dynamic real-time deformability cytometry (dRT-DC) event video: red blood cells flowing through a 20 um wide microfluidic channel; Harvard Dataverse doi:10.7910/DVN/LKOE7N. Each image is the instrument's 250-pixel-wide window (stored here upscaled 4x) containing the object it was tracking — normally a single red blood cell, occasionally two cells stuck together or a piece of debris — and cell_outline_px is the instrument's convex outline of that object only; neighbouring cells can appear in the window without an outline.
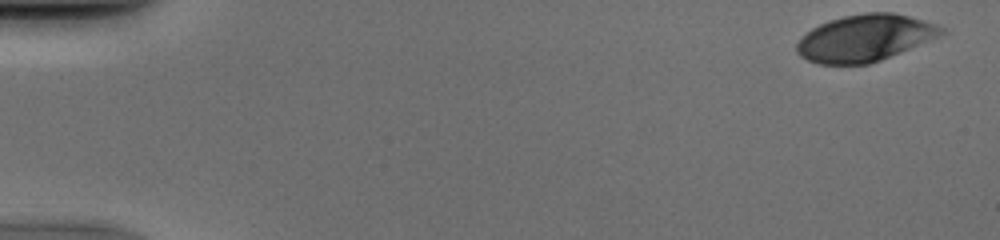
{"species": "human", "species_latin": "Homo sapiens", "temperature_condition": "cold", "stored_images_in_passage": 50, "camera_frame_rate_fps": 3000, "um_per_image_px": 0.085, "donor": {"sex": "male"}, "frame": {"image": 1, "passage_image": 1, "time_ms": 0.0, "image_size_px": [1000, 240], "cell_outline_px": [[944, 32], [940, 36], [880, 60], [868, 64], [820, 64], [808, 60], [800, 56], [796, 52], [796, 44], [812, 28], [820, 24], [844, 16], [868, 12], [892, 12], [924, 20], [936, 24], [944, 28]], "centroid_in_image_um": [73.52, 3.23], "position_along_channel_um": 11.5, "area_um2": 38.9}}
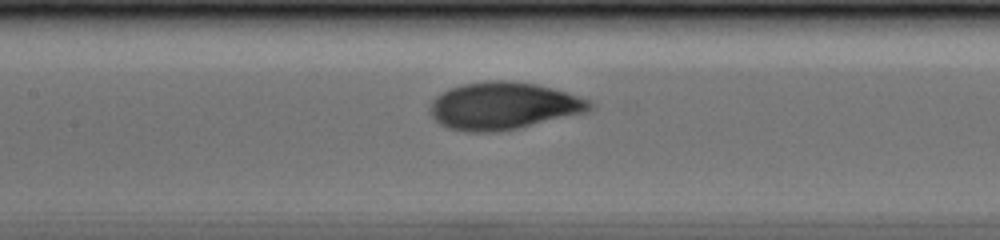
{"frame": {"image": 2, "passage_image": 24, "time_ms": 7.667, "image_size_px": [1000, 240], "cell_outline_px": [[592, 108], [588, 112], [516, 128], [496, 132], [468, 132], [448, 128], [440, 124], [428, 112], [432, 100], [436, 96], [448, 88], [460, 84], [492, 80], [504, 80], [536, 84], [568, 92], [592, 100]], "centroid_in_image_um": [42.78, 8.99], "position_along_channel_um": 164.6, "area_um2": 44.22}}
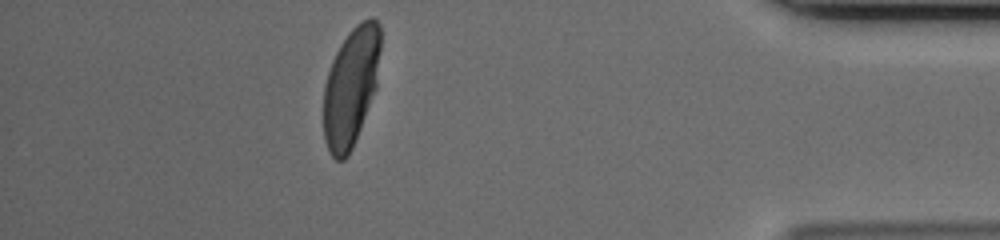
{"frame": {"image": 3, "passage_image": 45, "time_ms": 14.667, "image_size_px": [1000, 240], "cell_outline_px": [[380, 48], [376, 88], [352, 148], [348, 156], [344, 160], [336, 160], [328, 152], [324, 140], [324, 84], [332, 60], [340, 44], [348, 32], [356, 24], [372, 16], [380, 24]], "centroid_in_image_um": [29.82, 7.37], "position_along_channel_um": 405.4, "area_um2": 39.42}}